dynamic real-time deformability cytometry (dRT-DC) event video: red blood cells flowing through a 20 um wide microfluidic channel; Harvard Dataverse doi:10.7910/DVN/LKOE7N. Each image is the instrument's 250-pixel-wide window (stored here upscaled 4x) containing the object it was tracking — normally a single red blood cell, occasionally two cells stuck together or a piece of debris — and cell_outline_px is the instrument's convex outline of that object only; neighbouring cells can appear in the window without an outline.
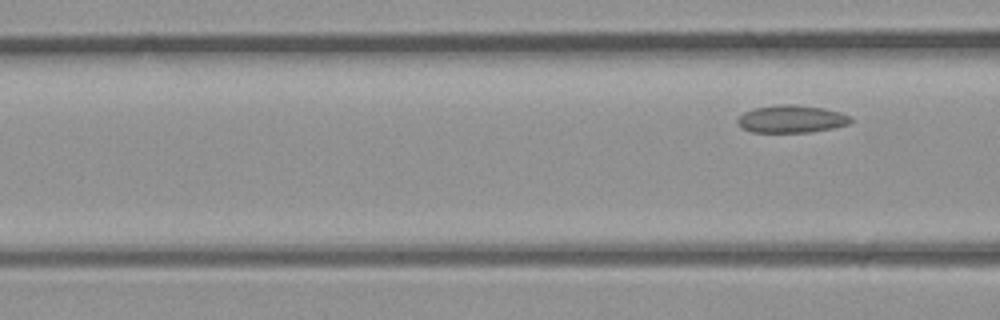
{"species": "common noctule bat (a hibernating species)", "species_latin": "Nyctalus noctula", "temperature_condition": "room temperature", "stored_images_in_passage": 6, "camera_frame_rate_fps": 3000, "um_per_image_px": 0.085, "animal": {"sex": "male", "body_mass_g": 23.1, "forearm_length_mm": 52.7}, "frame": {"image": 1, "passage_image": 6, "time_ms": 1.667, "image_size_px": [1000, 320], "cell_outline_px": [[856, 120], [848, 124], [832, 128], [808, 132], [752, 132], [744, 128], [736, 120], [744, 112], [752, 108], [780, 104], [792, 104], [824, 108], [840, 112], [852, 116]], "centroid_in_image_um": [67.32, 10.1], "position_along_channel_um": 99.3, "area_um2": 18.21}}